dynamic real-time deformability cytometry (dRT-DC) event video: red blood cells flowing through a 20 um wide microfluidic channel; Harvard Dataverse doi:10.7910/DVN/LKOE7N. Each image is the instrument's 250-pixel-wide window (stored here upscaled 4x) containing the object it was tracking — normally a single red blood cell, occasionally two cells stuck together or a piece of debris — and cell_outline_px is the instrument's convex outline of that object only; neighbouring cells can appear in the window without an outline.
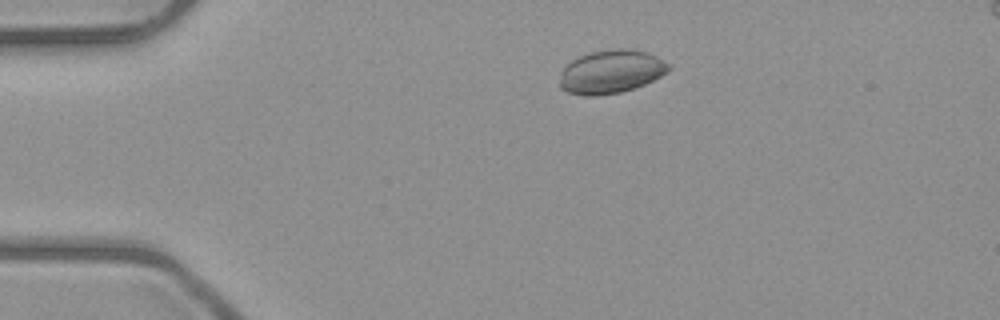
{"species": "common noctule bat (a hibernating species)", "species_latin": "Nyctalus noctula", "temperature_condition": "room temperature", "stored_images_in_passage": 3, "camera_frame_rate_fps": 3000, "um_per_image_px": 0.085, "animal": {"sex": "male", "body_mass_g": 23.1, "forearm_length_mm": 52.7}, "frame": {"image": 1, "passage_image": 2, "time_ms": 1.333, "image_size_px": [1000, 320], "cell_outline_px": [[672, 68], [668, 72], [644, 84], [620, 92], [596, 96], [584, 96], [568, 92], [560, 88], [560, 72], [572, 60], [580, 56], [592, 52], [616, 48], [628, 48], [648, 52], [672, 64]], "centroid_in_image_um": [51.96, 6.09], "position_along_channel_um": 33.0, "area_um2": 27.63}}